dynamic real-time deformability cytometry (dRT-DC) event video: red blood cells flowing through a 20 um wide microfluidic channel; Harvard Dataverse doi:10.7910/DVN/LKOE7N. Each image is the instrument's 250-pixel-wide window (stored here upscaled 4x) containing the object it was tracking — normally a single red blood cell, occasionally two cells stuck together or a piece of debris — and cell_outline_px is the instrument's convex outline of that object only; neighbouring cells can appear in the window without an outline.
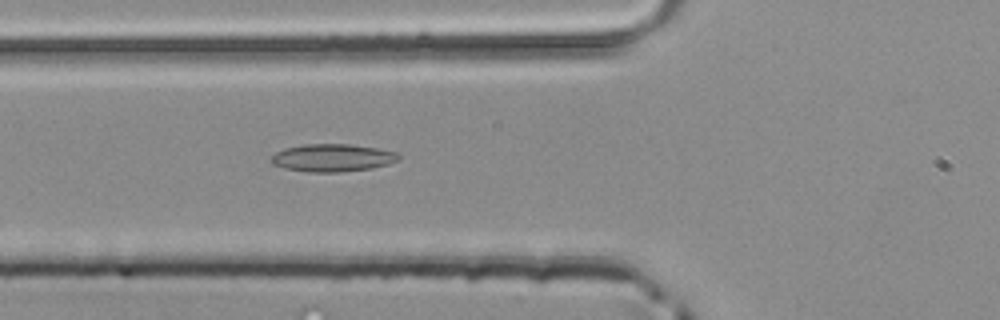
{"species": "common noctule bat (a hibernating species)", "species_latin": "Nyctalus noctula", "temperature_condition": "room temperature", "stored_images_in_passage": 33, "camera_frame_rate_fps": 3000, "um_per_image_px": 0.085, "animal": {"sex": "male", "body_mass_g": 20.4}, "frame": {"image": 1, "passage_image": 3, "time_ms": 0.667, "image_size_px": [1000, 320], "cell_outline_px": [[400, 160], [388, 164], [372, 168], [340, 172], [308, 172], [284, 168], [272, 164], [272, 156], [276, 152], [284, 148], [304, 144], [348, 144], [376, 148], [396, 152], [400, 156]], "centroid_in_image_um": [28.26, 13.41], "position_along_channel_um": 97.5, "area_um2": 20.52}}
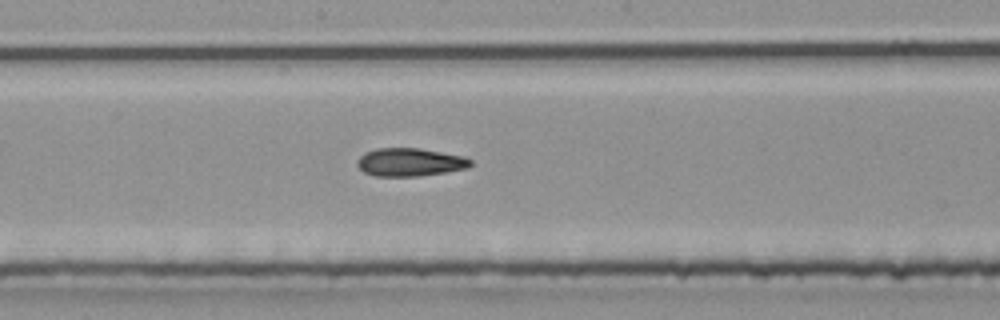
{"frame": {"image": 2, "passage_image": 11, "time_ms": 3.333, "image_size_px": [1000, 320], "cell_outline_px": [[472, 164], [468, 168], [444, 172], [416, 176], [376, 176], [364, 172], [356, 164], [360, 156], [364, 152], [376, 148], [420, 148], [464, 156], [472, 160]], "centroid_in_image_um": [34.84, 13.77], "position_along_channel_um": 213.4, "area_um2": 18.55}}
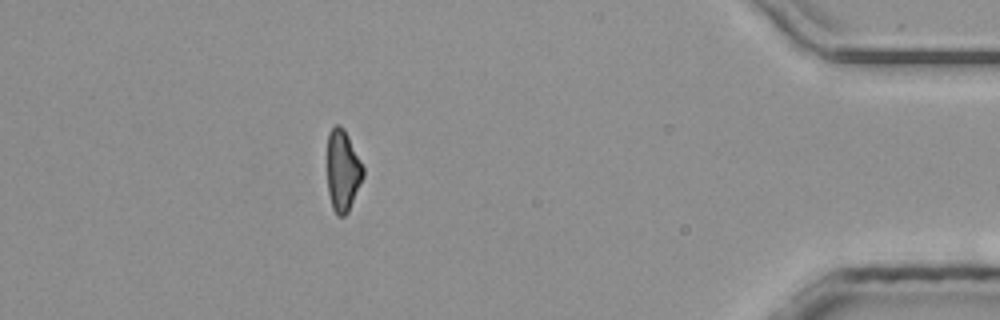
{"frame": {"image": 3, "passage_image": 28, "time_ms": 9.0, "image_size_px": [1000, 320], "cell_outline_px": [[364, 176], [348, 212], [344, 216], [336, 216], [332, 208], [328, 192], [328, 132], [336, 124], [340, 124], [344, 128], [364, 168]], "centroid_in_image_um": [29.13, 14.52], "position_along_channel_um": 406.1, "area_um2": 16.99}}